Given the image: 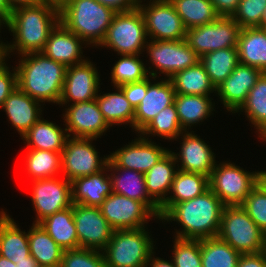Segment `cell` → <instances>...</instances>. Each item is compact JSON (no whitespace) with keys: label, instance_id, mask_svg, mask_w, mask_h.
Wrapping results in <instances>:
<instances>
[{"label":"cell","instance_id":"6da1fadb","mask_svg":"<svg viewBox=\"0 0 266 267\" xmlns=\"http://www.w3.org/2000/svg\"><path fill=\"white\" fill-rule=\"evenodd\" d=\"M59 22V8L51 3L40 2L13 8L5 25L15 36V41L11 45L1 41L3 57L13 50L21 55L41 52Z\"/></svg>","mask_w":266,"mask_h":267},{"label":"cell","instance_id":"7a4b0ae2","mask_svg":"<svg viewBox=\"0 0 266 267\" xmlns=\"http://www.w3.org/2000/svg\"><path fill=\"white\" fill-rule=\"evenodd\" d=\"M225 205L208 189L203 194L174 204L159 220L176 221L182 231H176V238L205 239L217 237Z\"/></svg>","mask_w":266,"mask_h":267},{"label":"cell","instance_id":"3957f363","mask_svg":"<svg viewBox=\"0 0 266 267\" xmlns=\"http://www.w3.org/2000/svg\"><path fill=\"white\" fill-rule=\"evenodd\" d=\"M17 87L41 103H59L67 67L42 52L20 55Z\"/></svg>","mask_w":266,"mask_h":267},{"label":"cell","instance_id":"277c9868","mask_svg":"<svg viewBox=\"0 0 266 267\" xmlns=\"http://www.w3.org/2000/svg\"><path fill=\"white\" fill-rule=\"evenodd\" d=\"M117 12L96 0H67L60 8V22L83 42L99 46Z\"/></svg>","mask_w":266,"mask_h":267},{"label":"cell","instance_id":"5b68a950","mask_svg":"<svg viewBox=\"0 0 266 267\" xmlns=\"http://www.w3.org/2000/svg\"><path fill=\"white\" fill-rule=\"evenodd\" d=\"M144 228L114 230L102 250L106 267H146L154 241Z\"/></svg>","mask_w":266,"mask_h":267},{"label":"cell","instance_id":"8992f818","mask_svg":"<svg viewBox=\"0 0 266 267\" xmlns=\"http://www.w3.org/2000/svg\"><path fill=\"white\" fill-rule=\"evenodd\" d=\"M217 237L240 254L265 251L266 235L241 205L224 207Z\"/></svg>","mask_w":266,"mask_h":267},{"label":"cell","instance_id":"52a82bcc","mask_svg":"<svg viewBox=\"0 0 266 267\" xmlns=\"http://www.w3.org/2000/svg\"><path fill=\"white\" fill-rule=\"evenodd\" d=\"M146 27L142 12L137 7L126 12H117L99 47H106L119 55H137L143 52L146 41Z\"/></svg>","mask_w":266,"mask_h":267},{"label":"cell","instance_id":"ba28073f","mask_svg":"<svg viewBox=\"0 0 266 267\" xmlns=\"http://www.w3.org/2000/svg\"><path fill=\"white\" fill-rule=\"evenodd\" d=\"M233 163L214 166L209 176V189L225 206L241 205L260 181V172H247Z\"/></svg>","mask_w":266,"mask_h":267},{"label":"cell","instance_id":"9c48e42d","mask_svg":"<svg viewBox=\"0 0 266 267\" xmlns=\"http://www.w3.org/2000/svg\"><path fill=\"white\" fill-rule=\"evenodd\" d=\"M241 28L232 17L219 16L206 25L186 30L185 41L199 57L229 47H237Z\"/></svg>","mask_w":266,"mask_h":267},{"label":"cell","instance_id":"30bf717a","mask_svg":"<svg viewBox=\"0 0 266 267\" xmlns=\"http://www.w3.org/2000/svg\"><path fill=\"white\" fill-rule=\"evenodd\" d=\"M148 41L150 42H147L145 49L147 48L150 62L155 65V71L148 72L152 79H155L159 72L169 79L176 72L194 66L200 61V57L185 39ZM156 69H159V72Z\"/></svg>","mask_w":266,"mask_h":267},{"label":"cell","instance_id":"8fae6325","mask_svg":"<svg viewBox=\"0 0 266 267\" xmlns=\"http://www.w3.org/2000/svg\"><path fill=\"white\" fill-rule=\"evenodd\" d=\"M93 140L95 138L66 139L61 151V173L68 181L96 174L107 167L109 156L99 159V152L92 145Z\"/></svg>","mask_w":266,"mask_h":267},{"label":"cell","instance_id":"7c38bea8","mask_svg":"<svg viewBox=\"0 0 266 267\" xmlns=\"http://www.w3.org/2000/svg\"><path fill=\"white\" fill-rule=\"evenodd\" d=\"M149 2L147 6L140 4L141 0L138 3V8L144 17L147 36L152 40L185 39L187 29L174 5L169 0Z\"/></svg>","mask_w":266,"mask_h":267},{"label":"cell","instance_id":"4fadbf2b","mask_svg":"<svg viewBox=\"0 0 266 267\" xmlns=\"http://www.w3.org/2000/svg\"><path fill=\"white\" fill-rule=\"evenodd\" d=\"M99 208L114 230L142 228L156 216L143 202L113 192Z\"/></svg>","mask_w":266,"mask_h":267},{"label":"cell","instance_id":"5bb4252c","mask_svg":"<svg viewBox=\"0 0 266 267\" xmlns=\"http://www.w3.org/2000/svg\"><path fill=\"white\" fill-rule=\"evenodd\" d=\"M32 202L37 214L33 224L72 206L71 182L67 179L48 178L32 181Z\"/></svg>","mask_w":266,"mask_h":267},{"label":"cell","instance_id":"9a60e30c","mask_svg":"<svg viewBox=\"0 0 266 267\" xmlns=\"http://www.w3.org/2000/svg\"><path fill=\"white\" fill-rule=\"evenodd\" d=\"M79 247L102 251L109 243L114 229L99 207L72 203Z\"/></svg>","mask_w":266,"mask_h":267},{"label":"cell","instance_id":"2e32d148","mask_svg":"<svg viewBox=\"0 0 266 267\" xmlns=\"http://www.w3.org/2000/svg\"><path fill=\"white\" fill-rule=\"evenodd\" d=\"M69 106L63 114L68 137L97 139L109 129L96 99Z\"/></svg>","mask_w":266,"mask_h":267},{"label":"cell","instance_id":"e0dca14e","mask_svg":"<svg viewBox=\"0 0 266 267\" xmlns=\"http://www.w3.org/2000/svg\"><path fill=\"white\" fill-rule=\"evenodd\" d=\"M100 78L92 62L85 60L66 69L62 95L58 104L87 102L96 99Z\"/></svg>","mask_w":266,"mask_h":267},{"label":"cell","instance_id":"ac0fdd59","mask_svg":"<svg viewBox=\"0 0 266 267\" xmlns=\"http://www.w3.org/2000/svg\"><path fill=\"white\" fill-rule=\"evenodd\" d=\"M148 139L140 136L129 145L111 153L108 155V163L112 167L131 169L145 174L169 151Z\"/></svg>","mask_w":266,"mask_h":267},{"label":"cell","instance_id":"d6986e66","mask_svg":"<svg viewBox=\"0 0 266 267\" xmlns=\"http://www.w3.org/2000/svg\"><path fill=\"white\" fill-rule=\"evenodd\" d=\"M262 73L258 68L239 63L232 73L216 87L214 93L217 92L228 111L235 113L246 101L249 91Z\"/></svg>","mask_w":266,"mask_h":267},{"label":"cell","instance_id":"ffe728a7","mask_svg":"<svg viewBox=\"0 0 266 267\" xmlns=\"http://www.w3.org/2000/svg\"><path fill=\"white\" fill-rule=\"evenodd\" d=\"M181 135L183 136V142H181L179 154L170 151L177 163L178 159L181 160V165L177 169L201 173L209 177L216 165L215 155L211 147L200 136L193 134L192 131H185Z\"/></svg>","mask_w":266,"mask_h":267},{"label":"cell","instance_id":"44dd1931","mask_svg":"<svg viewBox=\"0 0 266 267\" xmlns=\"http://www.w3.org/2000/svg\"><path fill=\"white\" fill-rule=\"evenodd\" d=\"M175 90L170 79L152 84L148 78L145 97L135 108L133 128L140 132L160 111L174 103Z\"/></svg>","mask_w":266,"mask_h":267},{"label":"cell","instance_id":"7402d4cb","mask_svg":"<svg viewBox=\"0 0 266 267\" xmlns=\"http://www.w3.org/2000/svg\"><path fill=\"white\" fill-rule=\"evenodd\" d=\"M82 41L76 34L59 22L51 31L41 52L66 67L73 66L85 61L81 55L83 54L81 45L84 43Z\"/></svg>","mask_w":266,"mask_h":267},{"label":"cell","instance_id":"603a6c76","mask_svg":"<svg viewBox=\"0 0 266 267\" xmlns=\"http://www.w3.org/2000/svg\"><path fill=\"white\" fill-rule=\"evenodd\" d=\"M107 171L114 173H110L113 193L143 202L156 215L155 218L160 219V206L147 193L144 173L112 167L109 163L107 164ZM121 171L122 174H120ZM115 172L118 175H115Z\"/></svg>","mask_w":266,"mask_h":267},{"label":"cell","instance_id":"cb8c5ba5","mask_svg":"<svg viewBox=\"0 0 266 267\" xmlns=\"http://www.w3.org/2000/svg\"><path fill=\"white\" fill-rule=\"evenodd\" d=\"M39 103L18 87L5 99L2 109L20 136L41 118L42 110Z\"/></svg>","mask_w":266,"mask_h":267},{"label":"cell","instance_id":"d4e9b609","mask_svg":"<svg viewBox=\"0 0 266 267\" xmlns=\"http://www.w3.org/2000/svg\"><path fill=\"white\" fill-rule=\"evenodd\" d=\"M105 170L107 167L96 174L71 181L72 203L99 207L113 192L110 174H105Z\"/></svg>","mask_w":266,"mask_h":267},{"label":"cell","instance_id":"484cf974","mask_svg":"<svg viewBox=\"0 0 266 267\" xmlns=\"http://www.w3.org/2000/svg\"><path fill=\"white\" fill-rule=\"evenodd\" d=\"M209 189V177L195 172L178 169L174 177L171 193L160 205V218L176 203L195 198Z\"/></svg>","mask_w":266,"mask_h":267},{"label":"cell","instance_id":"4316f807","mask_svg":"<svg viewBox=\"0 0 266 267\" xmlns=\"http://www.w3.org/2000/svg\"><path fill=\"white\" fill-rule=\"evenodd\" d=\"M0 255L14 263L30 256L28 233L21 231L3 210L0 211Z\"/></svg>","mask_w":266,"mask_h":267},{"label":"cell","instance_id":"83f0119b","mask_svg":"<svg viewBox=\"0 0 266 267\" xmlns=\"http://www.w3.org/2000/svg\"><path fill=\"white\" fill-rule=\"evenodd\" d=\"M237 51L240 64L266 72V29L242 28L238 36Z\"/></svg>","mask_w":266,"mask_h":267},{"label":"cell","instance_id":"f1b7e54d","mask_svg":"<svg viewBox=\"0 0 266 267\" xmlns=\"http://www.w3.org/2000/svg\"><path fill=\"white\" fill-rule=\"evenodd\" d=\"M176 161L168 151L145 175L146 190L149 196L160 206L169 192L178 169Z\"/></svg>","mask_w":266,"mask_h":267},{"label":"cell","instance_id":"f546056e","mask_svg":"<svg viewBox=\"0 0 266 267\" xmlns=\"http://www.w3.org/2000/svg\"><path fill=\"white\" fill-rule=\"evenodd\" d=\"M56 123L41 118L23 134L22 139L27 142V149L47 150L61 152L64 148L68 134L66 129L60 128ZM65 133V134H64Z\"/></svg>","mask_w":266,"mask_h":267},{"label":"cell","instance_id":"4dcf8cb0","mask_svg":"<svg viewBox=\"0 0 266 267\" xmlns=\"http://www.w3.org/2000/svg\"><path fill=\"white\" fill-rule=\"evenodd\" d=\"M39 224L63 250L79 248L72 206L46 217Z\"/></svg>","mask_w":266,"mask_h":267},{"label":"cell","instance_id":"1f68e13d","mask_svg":"<svg viewBox=\"0 0 266 267\" xmlns=\"http://www.w3.org/2000/svg\"><path fill=\"white\" fill-rule=\"evenodd\" d=\"M30 255L41 267L61 264L64 250L48 235L40 224H33L28 231Z\"/></svg>","mask_w":266,"mask_h":267},{"label":"cell","instance_id":"d6a6232c","mask_svg":"<svg viewBox=\"0 0 266 267\" xmlns=\"http://www.w3.org/2000/svg\"><path fill=\"white\" fill-rule=\"evenodd\" d=\"M169 79L177 94L210 96V93L216 91L200 61L194 66L176 72Z\"/></svg>","mask_w":266,"mask_h":267},{"label":"cell","instance_id":"836d02e7","mask_svg":"<svg viewBox=\"0 0 266 267\" xmlns=\"http://www.w3.org/2000/svg\"><path fill=\"white\" fill-rule=\"evenodd\" d=\"M211 99L210 96L175 93L174 104L184 132L187 131V127L189 129L192 125L198 124L209 117L214 110Z\"/></svg>","mask_w":266,"mask_h":267},{"label":"cell","instance_id":"e575fe53","mask_svg":"<svg viewBox=\"0 0 266 267\" xmlns=\"http://www.w3.org/2000/svg\"><path fill=\"white\" fill-rule=\"evenodd\" d=\"M114 93H106L97 95L96 101L102 112L104 120L111 127L113 124H130L133 129V120L135 109L126 99L123 91L116 87Z\"/></svg>","mask_w":266,"mask_h":267},{"label":"cell","instance_id":"d590c367","mask_svg":"<svg viewBox=\"0 0 266 267\" xmlns=\"http://www.w3.org/2000/svg\"><path fill=\"white\" fill-rule=\"evenodd\" d=\"M211 83L219 86L239 64L237 47H229L209 52L200 57Z\"/></svg>","mask_w":266,"mask_h":267},{"label":"cell","instance_id":"8d00e7d4","mask_svg":"<svg viewBox=\"0 0 266 267\" xmlns=\"http://www.w3.org/2000/svg\"><path fill=\"white\" fill-rule=\"evenodd\" d=\"M175 7L186 29L206 25L219 15L210 0H169Z\"/></svg>","mask_w":266,"mask_h":267},{"label":"cell","instance_id":"74e56055","mask_svg":"<svg viewBox=\"0 0 266 267\" xmlns=\"http://www.w3.org/2000/svg\"><path fill=\"white\" fill-rule=\"evenodd\" d=\"M200 240L202 267H237L240 253L218 237Z\"/></svg>","mask_w":266,"mask_h":267},{"label":"cell","instance_id":"f35d334b","mask_svg":"<svg viewBox=\"0 0 266 267\" xmlns=\"http://www.w3.org/2000/svg\"><path fill=\"white\" fill-rule=\"evenodd\" d=\"M25 171L33 180L57 177L61 172V152L27 149Z\"/></svg>","mask_w":266,"mask_h":267},{"label":"cell","instance_id":"ab89813d","mask_svg":"<svg viewBox=\"0 0 266 267\" xmlns=\"http://www.w3.org/2000/svg\"><path fill=\"white\" fill-rule=\"evenodd\" d=\"M244 111L260 135L266 129V72L249 91L246 101L235 112Z\"/></svg>","mask_w":266,"mask_h":267},{"label":"cell","instance_id":"60d3db41","mask_svg":"<svg viewBox=\"0 0 266 267\" xmlns=\"http://www.w3.org/2000/svg\"><path fill=\"white\" fill-rule=\"evenodd\" d=\"M183 128L180 125L177 110L175 104L166 107L160 111L139 133L141 137L144 135L152 134L159 137L165 138V140L179 139ZM143 136H142V135Z\"/></svg>","mask_w":266,"mask_h":267},{"label":"cell","instance_id":"b9f144b4","mask_svg":"<svg viewBox=\"0 0 266 267\" xmlns=\"http://www.w3.org/2000/svg\"><path fill=\"white\" fill-rule=\"evenodd\" d=\"M119 61L115 63L111 70V80L114 87L133 82H140L148 78V69L137 55H120Z\"/></svg>","mask_w":266,"mask_h":267},{"label":"cell","instance_id":"7bdbcfd3","mask_svg":"<svg viewBox=\"0 0 266 267\" xmlns=\"http://www.w3.org/2000/svg\"><path fill=\"white\" fill-rule=\"evenodd\" d=\"M241 206L266 235V187L261 181L246 196Z\"/></svg>","mask_w":266,"mask_h":267},{"label":"cell","instance_id":"ee69618b","mask_svg":"<svg viewBox=\"0 0 266 267\" xmlns=\"http://www.w3.org/2000/svg\"><path fill=\"white\" fill-rule=\"evenodd\" d=\"M173 248L175 267H202L200 240L175 237Z\"/></svg>","mask_w":266,"mask_h":267},{"label":"cell","instance_id":"f6af8a7d","mask_svg":"<svg viewBox=\"0 0 266 267\" xmlns=\"http://www.w3.org/2000/svg\"><path fill=\"white\" fill-rule=\"evenodd\" d=\"M62 267H106L104 255L99 250L75 248L64 250Z\"/></svg>","mask_w":266,"mask_h":267},{"label":"cell","instance_id":"bcb514c9","mask_svg":"<svg viewBox=\"0 0 266 267\" xmlns=\"http://www.w3.org/2000/svg\"><path fill=\"white\" fill-rule=\"evenodd\" d=\"M266 8V0H240L232 18L240 28H260L262 14Z\"/></svg>","mask_w":266,"mask_h":267},{"label":"cell","instance_id":"7dc6e473","mask_svg":"<svg viewBox=\"0 0 266 267\" xmlns=\"http://www.w3.org/2000/svg\"><path fill=\"white\" fill-rule=\"evenodd\" d=\"M4 57L0 59V108H2L5 99L13 92L17 87V72L13 69V73L10 72V68L6 66Z\"/></svg>","mask_w":266,"mask_h":267},{"label":"cell","instance_id":"c3c4849f","mask_svg":"<svg viewBox=\"0 0 266 267\" xmlns=\"http://www.w3.org/2000/svg\"><path fill=\"white\" fill-rule=\"evenodd\" d=\"M126 99L135 109L145 97L148 88V78L140 82L127 83L119 86Z\"/></svg>","mask_w":266,"mask_h":267},{"label":"cell","instance_id":"681fc988","mask_svg":"<svg viewBox=\"0 0 266 267\" xmlns=\"http://www.w3.org/2000/svg\"><path fill=\"white\" fill-rule=\"evenodd\" d=\"M237 267H266V251L255 254H241Z\"/></svg>","mask_w":266,"mask_h":267},{"label":"cell","instance_id":"f907efd6","mask_svg":"<svg viewBox=\"0 0 266 267\" xmlns=\"http://www.w3.org/2000/svg\"><path fill=\"white\" fill-rule=\"evenodd\" d=\"M116 12H126L138 7L139 0H96Z\"/></svg>","mask_w":266,"mask_h":267},{"label":"cell","instance_id":"816d5d0a","mask_svg":"<svg viewBox=\"0 0 266 267\" xmlns=\"http://www.w3.org/2000/svg\"><path fill=\"white\" fill-rule=\"evenodd\" d=\"M219 16L232 17L240 0H210Z\"/></svg>","mask_w":266,"mask_h":267},{"label":"cell","instance_id":"f5cc1de1","mask_svg":"<svg viewBox=\"0 0 266 267\" xmlns=\"http://www.w3.org/2000/svg\"><path fill=\"white\" fill-rule=\"evenodd\" d=\"M11 10L7 0H0V27L9 20Z\"/></svg>","mask_w":266,"mask_h":267},{"label":"cell","instance_id":"db71d44e","mask_svg":"<svg viewBox=\"0 0 266 267\" xmlns=\"http://www.w3.org/2000/svg\"><path fill=\"white\" fill-rule=\"evenodd\" d=\"M153 254H154V252L151 254L150 259L148 260L146 267L147 266H151V267H175L173 261L169 262V261L163 260V259L158 258V257L153 258L152 257Z\"/></svg>","mask_w":266,"mask_h":267},{"label":"cell","instance_id":"11a10c76","mask_svg":"<svg viewBox=\"0 0 266 267\" xmlns=\"http://www.w3.org/2000/svg\"><path fill=\"white\" fill-rule=\"evenodd\" d=\"M15 264L17 267H41L31 255L26 260L15 261Z\"/></svg>","mask_w":266,"mask_h":267},{"label":"cell","instance_id":"9f6ffc18","mask_svg":"<svg viewBox=\"0 0 266 267\" xmlns=\"http://www.w3.org/2000/svg\"><path fill=\"white\" fill-rule=\"evenodd\" d=\"M9 3V6L13 9L17 6H22V5H34L37 3H40V0H7Z\"/></svg>","mask_w":266,"mask_h":267},{"label":"cell","instance_id":"6f0895ef","mask_svg":"<svg viewBox=\"0 0 266 267\" xmlns=\"http://www.w3.org/2000/svg\"><path fill=\"white\" fill-rule=\"evenodd\" d=\"M0 267H17V264L0 255Z\"/></svg>","mask_w":266,"mask_h":267},{"label":"cell","instance_id":"680465c9","mask_svg":"<svg viewBox=\"0 0 266 267\" xmlns=\"http://www.w3.org/2000/svg\"><path fill=\"white\" fill-rule=\"evenodd\" d=\"M41 2L51 3L60 8L67 0H40Z\"/></svg>","mask_w":266,"mask_h":267},{"label":"cell","instance_id":"91938a15","mask_svg":"<svg viewBox=\"0 0 266 267\" xmlns=\"http://www.w3.org/2000/svg\"><path fill=\"white\" fill-rule=\"evenodd\" d=\"M260 28L266 29V8L262 14L261 21H260Z\"/></svg>","mask_w":266,"mask_h":267},{"label":"cell","instance_id":"94428289","mask_svg":"<svg viewBox=\"0 0 266 267\" xmlns=\"http://www.w3.org/2000/svg\"><path fill=\"white\" fill-rule=\"evenodd\" d=\"M259 137L266 141V129L259 135Z\"/></svg>","mask_w":266,"mask_h":267},{"label":"cell","instance_id":"6125c7cd","mask_svg":"<svg viewBox=\"0 0 266 267\" xmlns=\"http://www.w3.org/2000/svg\"><path fill=\"white\" fill-rule=\"evenodd\" d=\"M260 181L265 185L266 187V177H260Z\"/></svg>","mask_w":266,"mask_h":267},{"label":"cell","instance_id":"be15d7a7","mask_svg":"<svg viewBox=\"0 0 266 267\" xmlns=\"http://www.w3.org/2000/svg\"><path fill=\"white\" fill-rule=\"evenodd\" d=\"M260 177H266V171H260Z\"/></svg>","mask_w":266,"mask_h":267},{"label":"cell","instance_id":"e7e4bbea","mask_svg":"<svg viewBox=\"0 0 266 267\" xmlns=\"http://www.w3.org/2000/svg\"><path fill=\"white\" fill-rule=\"evenodd\" d=\"M3 57L2 48H0V59Z\"/></svg>","mask_w":266,"mask_h":267},{"label":"cell","instance_id":"03108f58","mask_svg":"<svg viewBox=\"0 0 266 267\" xmlns=\"http://www.w3.org/2000/svg\"><path fill=\"white\" fill-rule=\"evenodd\" d=\"M51 267H62L61 264L60 265H56V266H51Z\"/></svg>","mask_w":266,"mask_h":267}]
</instances>
